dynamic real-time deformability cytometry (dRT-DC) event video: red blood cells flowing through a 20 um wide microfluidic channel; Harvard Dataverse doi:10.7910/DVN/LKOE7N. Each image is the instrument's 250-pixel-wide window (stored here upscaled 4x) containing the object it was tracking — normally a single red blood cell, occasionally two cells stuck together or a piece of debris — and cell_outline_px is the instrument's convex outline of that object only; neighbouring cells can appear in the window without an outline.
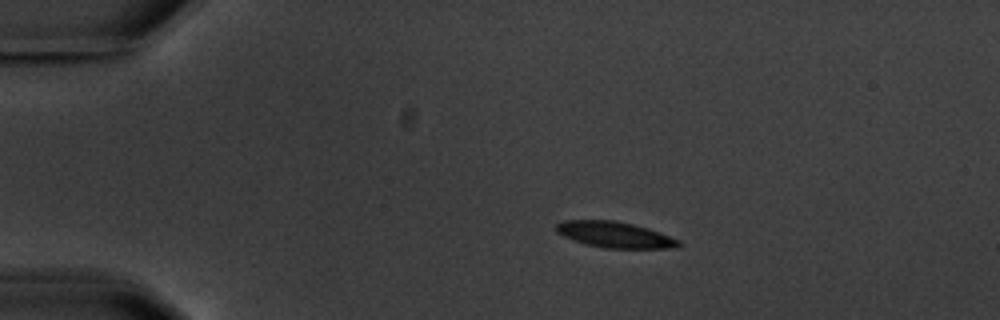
{"species": "common noctule bat (a hibernating species)", "species_latin": "Nyctalus noctula", "temperature_condition": "warm", "stored_images_in_passage": 3, "camera_frame_rate_fps": 3000, "um_per_image_px": 0.085, "animal": {"sex": "male", "body_mass_g": 20.1, "forearm_length_mm": 53.5}, "frame": {"image": 1, "passage_image": 1, "time_ms": 0.0, "image_size_px": [1000, 320], "cell_outline_px": [[684, 244], [676, 248], [604, 248], [572, 240], [556, 232], [556, 224], [564, 220], [612, 220], [632, 224], [648, 228], [660, 232], [680, 240]], "centroid_in_image_um": [52.29, 19.95], "position_along_channel_um": 32.7, "area_um2": 18.55}}